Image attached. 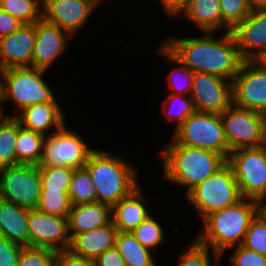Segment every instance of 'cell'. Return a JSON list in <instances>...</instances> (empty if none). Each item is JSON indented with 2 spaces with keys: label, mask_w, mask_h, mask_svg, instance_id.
Returning <instances> with one entry per match:
<instances>
[{
  "label": "cell",
  "mask_w": 266,
  "mask_h": 266,
  "mask_svg": "<svg viewBox=\"0 0 266 266\" xmlns=\"http://www.w3.org/2000/svg\"><path fill=\"white\" fill-rule=\"evenodd\" d=\"M191 38L170 37L161 42L176 58L195 73H209L230 81L239 72L244 59L231 32L215 39L214 32Z\"/></svg>",
  "instance_id": "obj_1"
},
{
  "label": "cell",
  "mask_w": 266,
  "mask_h": 266,
  "mask_svg": "<svg viewBox=\"0 0 266 266\" xmlns=\"http://www.w3.org/2000/svg\"><path fill=\"white\" fill-rule=\"evenodd\" d=\"M264 207L260 202L242 198L237 203L207 215L195 240L214 252V261L230 248L243 243L246 231L256 214Z\"/></svg>",
  "instance_id": "obj_2"
},
{
  "label": "cell",
  "mask_w": 266,
  "mask_h": 266,
  "mask_svg": "<svg viewBox=\"0 0 266 266\" xmlns=\"http://www.w3.org/2000/svg\"><path fill=\"white\" fill-rule=\"evenodd\" d=\"M163 146L159 153L163 157V179L185 186L186 194L227 163L219 153L176 144L172 139Z\"/></svg>",
  "instance_id": "obj_3"
},
{
  "label": "cell",
  "mask_w": 266,
  "mask_h": 266,
  "mask_svg": "<svg viewBox=\"0 0 266 266\" xmlns=\"http://www.w3.org/2000/svg\"><path fill=\"white\" fill-rule=\"evenodd\" d=\"M84 168L96 188L97 201L111 207L140 186L136 168L110 152L95 149Z\"/></svg>",
  "instance_id": "obj_4"
},
{
  "label": "cell",
  "mask_w": 266,
  "mask_h": 266,
  "mask_svg": "<svg viewBox=\"0 0 266 266\" xmlns=\"http://www.w3.org/2000/svg\"><path fill=\"white\" fill-rule=\"evenodd\" d=\"M47 70L34 67L7 68L3 74L4 101H13L16 105L15 112H21L24 108L40 103L57 102L49 84L43 79Z\"/></svg>",
  "instance_id": "obj_5"
},
{
  "label": "cell",
  "mask_w": 266,
  "mask_h": 266,
  "mask_svg": "<svg viewBox=\"0 0 266 266\" xmlns=\"http://www.w3.org/2000/svg\"><path fill=\"white\" fill-rule=\"evenodd\" d=\"M187 200L204 219L212 212L237 203L243 197L231 166L226 163L187 194Z\"/></svg>",
  "instance_id": "obj_6"
},
{
  "label": "cell",
  "mask_w": 266,
  "mask_h": 266,
  "mask_svg": "<svg viewBox=\"0 0 266 266\" xmlns=\"http://www.w3.org/2000/svg\"><path fill=\"white\" fill-rule=\"evenodd\" d=\"M176 144L202 148L228 159L231 150L227 144L220 114L195 111L173 132Z\"/></svg>",
  "instance_id": "obj_7"
},
{
  "label": "cell",
  "mask_w": 266,
  "mask_h": 266,
  "mask_svg": "<svg viewBox=\"0 0 266 266\" xmlns=\"http://www.w3.org/2000/svg\"><path fill=\"white\" fill-rule=\"evenodd\" d=\"M243 198L262 205L266 199V148H241L231 151L227 159Z\"/></svg>",
  "instance_id": "obj_8"
},
{
  "label": "cell",
  "mask_w": 266,
  "mask_h": 266,
  "mask_svg": "<svg viewBox=\"0 0 266 266\" xmlns=\"http://www.w3.org/2000/svg\"><path fill=\"white\" fill-rule=\"evenodd\" d=\"M220 116L231 151L264 145L266 115L232 104Z\"/></svg>",
  "instance_id": "obj_9"
},
{
  "label": "cell",
  "mask_w": 266,
  "mask_h": 266,
  "mask_svg": "<svg viewBox=\"0 0 266 266\" xmlns=\"http://www.w3.org/2000/svg\"><path fill=\"white\" fill-rule=\"evenodd\" d=\"M41 190L39 165L0 168V199L26 209H36Z\"/></svg>",
  "instance_id": "obj_10"
},
{
  "label": "cell",
  "mask_w": 266,
  "mask_h": 266,
  "mask_svg": "<svg viewBox=\"0 0 266 266\" xmlns=\"http://www.w3.org/2000/svg\"><path fill=\"white\" fill-rule=\"evenodd\" d=\"M95 149L87 146L79 134L66 128L64 124L57 132L45 136L39 166L83 168Z\"/></svg>",
  "instance_id": "obj_11"
},
{
  "label": "cell",
  "mask_w": 266,
  "mask_h": 266,
  "mask_svg": "<svg viewBox=\"0 0 266 266\" xmlns=\"http://www.w3.org/2000/svg\"><path fill=\"white\" fill-rule=\"evenodd\" d=\"M233 105L266 115V69L259 61H244L232 80Z\"/></svg>",
  "instance_id": "obj_12"
},
{
  "label": "cell",
  "mask_w": 266,
  "mask_h": 266,
  "mask_svg": "<svg viewBox=\"0 0 266 266\" xmlns=\"http://www.w3.org/2000/svg\"><path fill=\"white\" fill-rule=\"evenodd\" d=\"M27 224L31 247L48 248L55 252L70 249L67 218L28 209Z\"/></svg>",
  "instance_id": "obj_13"
},
{
  "label": "cell",
  "mask_w": 266,
  "mask_h": 266,
  "mask_svg": "<svg viewBox=\"0 0 266 266\" xmlns=\"http://www.w3.org/2000/svg\"><path fill=\"white\" fill-rule=\"evenodd\" d=\"M190 96L197 112L222 114L233 104L232 81L209 73H195Z\"/></svg>",
  "instance_id": "obj_14"
},
{
  "label": "cell",
  "mask_w": 266,
  "mask_h": 266,
  "mask_svg": "<svg viewBox=\"0 0 266 266\" xmlns=\"http://www.w3.org/2000/svg\"><path fill=\"white\" fill-rule=\"evenodd\" d=\"M72 36L43 17L35 23V43L31 56V67L48 70L68 47Z\"/></svg>",
  "instance_id": "obj_15"
},
{
  "label": "cell",
  "mask_w": 266,
  "mask_h": 266,
  "mask_svg": "<svg viewBox=\"0 0 266 266\" xmlns=\"http://www.w3.org/2000/svg\"><path fill=\"white\" fill-rule=\"evenodd\" d=\"M96 9L88 0H42V17L73 38Z\"/></svg>",
  "instance_id": "obj_16"
},
{
  "label": "cell",
  "mask_w": 266,
  "mask_h": 266,
  "mask_svg": "<svg viewBox=\"0 0 266 266\" xmlns=\"http://www.w3.org/2000/svg\"><path fill=\"white\" fill-rule=\"evenodd\" d=\"M230 32L241 57L245 61H258L266 54V9L252 10Z\"/></svg>",
  "instance_id": "obj_17"
},
{
  "label": "cell",
  "mask_w": 266,
  "mask_h": 266,
  "mask_svg": "<svg viewBox=\"0 0 266 266\" xmlns=\"http://www.w3.org/2000/svg\"><path fill=\"white\" fill-rule=\"evenodd\" d=\"M35 43V23L22 24L16 31L0 39V66L31 67Z\"/></svg>",
  "instance_id": "obj_18"
},
{
  "label": "cell",
  "mask_w": 266,
  "mask_h": 266,
  "mask_svg": "<svg viewBox=\"0 0 266 266\" xmlns=\"http://www.w3.org/2000/svg\"><path fill=\"white\" fill-rule=\"evenodd\" d=\"M64 112L58 102H46L28 106L14 117L22 127L49 136L65 124ZM53 126L54 131L50 130Z\"/></svg>",
  "instance_id": "obj_19"
},
{
  "label": "cell",
  "mask_w": 266,
  "mask_h": 266,
  "mask_svg": "<svg viewBox=\"0 0 266 266\" xmlns=\"http://www.w3.org/2000/svg\"><path fill=\"white\" fill-rule=\"evenodd\" d=\"M118 230L112 221L104 226L76 234L70 249L74 254L95 260L108 249L115 247Z\"/></svg>",
  "instance_id": "obj_20"
},
{
  "label": "cell",
  "mask_w": 266,
  "mask_h": 266,
  "mask_svg": "<svg viewBox=\"0 0 266 266\" xmlns=\"http://www.w3.org/2000/svg\"><path fill=\"white\" fill-rule=\"evenodd\" d=\"M146 200L139 186L111 207L112 223L118 232H131L151 214L144 204Z\"/></svg>",
  "instance_id": "obj_21"
},
{
  "label": "cell",
  "mask_w": 266,
  "mask_h": 266,
  "mask_svg": "<svg viewBox=\"0 0 266 266\" xmlns=\"http://www.w3.org/2000/svg\"><path fill=\"white\" fill-rule=\"evenodd\" d=\"M71 239L79 233L104 226L112 221L111 206L96 202L72 205L67 217Z\"/></svg>",
  "instance_id": "obj_22"
},
{
  "label": "cell",
  "mask_w": 266,
  "mask_h": 266,
  "mask_svg": "<svg viewBox=\"0 0 266 266\" xmlns=\"http://www.w3.org/2000/svg\"><path fill=\"white\" fill-rule=\"evenodd\" d=\"M28 209L0 199V236L23 247L30 246Z\"/></svg>",
  "instance_id": "obj_23"
},
{
  "label": "cell",
  "mask_w": 266,
  "mask_h": 266,
  "mask_svg": "<svg viewBox=\"0 0 266 266\" xmlns=\"http://www.w3.org/2000/svg\"><path fill=\"white\" fill-rule=\"evenodd\" d=\"M182 14L183 18L192 21L202 33L223 29L219 0H189L176 17Z\"/></svg>",
  "instance_id": "obj_24"
},
{
  "label": "cell",
  "mask_w": 266,
  "mask_h": 266,
  "mask_svg": "<svg viewBox=\"0 0 266 266\" xmlns=\"http://www.w3.org/2000/svg\"><path fill=\"white\" fill-rule=\"evenodd\" d=\"M115 248L126 266H156L152 250L144 247L131 232H118Z\"/></svg>",
  "instance_id": "obj_25"
},
{
  "label": "cell",
  "mask_w": 266,
  "mask_h": 266,
  "mask_svg": "<svg viewBox=\"0 0 266 266\" xmlns=\"http://www.w3.org/2000/svg\"><path fill=\"white\" fill-rule=\"evenodd\" d=\"M45 136L22 127L19 123L15 144L16 159L19 164L40 165Z\"/></svg>",
  "instance_id": "obj_26"
},
{
  "label": "cell",
  "mask_w": 266,
  "mask_h": 266,
  "mask_svg": "<svg viewBox=\"0 0 266 266\" xmlns=\"http://www.w3.org/2000/svg\"><path fill=\"white\" fill-rule=\"evenodd\" d=\"M158 55L165 56L168 61L177 65L176 68L169 72L167 76V83L169 89L173 90L171 93L176 95H190L192 91V83L195 72L184 65L178 58H176L162 43L158 46Z\"/></svg>",
  "instance_id": "obj_27"
},
{
  "label": "cell",
  "mask_w": 266,
  "mask_h": 266,
  "mask_svg": "<svg viewBox=\"0 0 266 266\" xmlns=\"http://www.w3.org/2000/svg\"><path fill=\"white\" fill-rule=\"evenodd\" d=\"M19 121L12 115L0 117V168L18 165L15 153Z\"/></svg>",
  "instance_id": "obj_28"
},
{
  "label": "cell",
  "mask_w": 266,
  "mask_h": 266,
  "mask_svg": "<svg viewBox=\"0 0 266 266\" xmlns=\"http://www.w3.org/2000/svg\"><path fill=\"white\" fill-rule=\"evenodd\" d=\"M68 195L72 205L97 201L96 188L84 167L74 169Z\"/></svg>",
  "instance_id": "obj_29"
},
{
  "label": "cell",
  "mask_w": 266,
  "mask_h": 266,
  "mask_svg": "<svg viewBox=\"0 0 266 266\" xmlns=\"http://www.w3.org/2000/svg\"><path fill=\"white\" fill-rule=\"evenodd\" d=\"M0 9L22 24H33L42 18V0H0Z\"/></svg>",
  "instance_id": "obj_30"
},
{
  "label": "cell",
  "mask_w": 266,
  "mask_h": 266,
  "mask_svg": "<svg viewBox=\"0 0 266 266\" xmlns=\"http://www.w3.org/2000/svg\"><path fill=\"white\" fill-rule=\"evenodd\" d=\"M247 249L266 256V208L263 207L252 219L243 243Z\"/></svg>",
  "instance_id": "obj_31"
},
{
  "label": "cell",
  "mask_w": 266,
  "mask_h": 266,
  "mask_svg": "<svg viewBox=\"0 0 266 266\" xmlns=\"http://www.w3.org/2000/svg\"><path fill=\"white\" fill-rule=\"evenodd\" d=\"M71 206L68 191L41 190L36 209L50 215L67 218Z\"/></svg>",
  "instance_id": "obj_32"
},
{
  "label": "cell",
  "mask_w": 266,
  "mask_h": 266,
  "mask_svg": "<svg viewBox=\"0 0 266 266\" xmlns=\"http://www.w3.org/2000/svg\"><path fill=\"white\" fill-rule=\"evenodd\" d=\"M166 98L162 109L168 121L176 120L175 129L196 111L191 96L169 93Z\"/></svg>",
  "instance_id": "obj_33"
},
{
  "label": "cell",
  "mask_w": 266,
  "mask_h": 266,
  "mask_svg": "<svg viewBox=\"0 0 266 266\" xmlns=\"http://www.w3.org/2000/svg\"><path fill=\"white\" fill-rule=\"evenodd\" d=\"M42 190L68 191L74 169L57 166H39Z\"/></svg>",
  "instance_id": "obj_34"
},
{
  "label": "cell",
  "mask_w": 266,
  "mask_h": 266,
  "mask_svg": "<svg viewBox=\"0 0 266 266\" xmlns=\"http://www.w3.org/2000/svg\"><path fill=\"white\" fill-rule=\"evenodd\" d=\"M133 236L146 248L156 250L164 242V232L158 220L151 214L131 231Z\"/></svg>",
  "instance_id": "obj_35"
},
{
  "label": "cell",
  "mask_w": 266,
  "mask_h": 266,
  "mask_svg": "<svg viewBox=\"0 0 266 266\" xmlns=\"http://www.w3.org/2000/svg\"><path fill=\"white\" fill-rule=\"evenodd\" d=\"M219 2L225 32H230L235 25L242 22L252 11L247 0H219Z\"/></svg>",
  "instance_id": "obj_36"
},
{
  "label": "cell",
  "mask_w": 266,
  "mask_h": 266,
  "mask_svg": "<svg viewBox=\"0 0 266 266\" xmlns=\"http://www.w3.org/2000/svg\"><path fill=\"white\" fill-rule=\"evenodd\" d=\"M57 252L40 247H22L17 266H55Z\"/></svg>",
  "instance_id": "obj_37"
},
{
  "label": "cell",
  "mask_w": 266,
  "mask_h": 266,
  "mask_svg": "<svg viewBox=\"0 0 266 266\" xmlns=\"http://www.w3.org/2000/svg\"><path fill=\"white\" fill-rule=\"evenodd\" d=\"M209 248L193 241L190 248L179 257L178 266H209L210 258Z\"/></svg>",
  "instance_id": "obj_38"
},
{
  "label": "cell",
  "mask_w": 266,
  "mask_h": 266,
  "mask_svg": "<svg viewBox=\"0 0 266 266\" xmlns=\"http://www.w3.org/2000/svg\"><path fill=\"white\" fill-rule=\"evenodd\" d=\"M235 248V252L232 253L230 258L231 266H266V256L242 245H238Z\"/></svg>",
  "instance_id": "obj_39"
},
{
  "label": "cell",
  "mask_w": 266,
  "mask_h": 266,
  "mask_svg": "<svg viewBox=\"0 0 266 266\" xmlns=\"http://www.w3.org/2000/svg\"><path fill=\"white\" fill-rule=\"evenodd\" d=\"M22 247L0 236V266H17Z\"/></svg>",
  "instance_id": "obj_40"
},
{
  "label": "cell",
  "mask_w": 266,
  "mask_h": 266,
  "mask_svg": "<svg viewBox=\"0 0 266 266\" xmlns=\"http://www.w3.org/2000/svg\"><path fill=\"white\" fill-rule=\"evenodd\" d=\"M55 266H94V261L76 255L68 249L57 252Z\"/></svg>",
  "instance_id": "obj_41"
},
{
  "label": "cell",
  "mask_w": 266,
  "mask_h": 266,
  "mask_svg": "<svg viewBox=\"0 0 266 266\" xmlns=\"http://www.w3.org/2000/svg\"><path fill=\"white\" fill-rule=\"evenodd\" d=\"M94 266H126L125 261L113 247L106 250L94 260Z\"/></svg>",
  "instance_id": "obj_42"
},
{
  "label": "cell",
  "mask_w": 266,
  "mask_h": 266,
  "mask_svg": "<svg viewBox=\"0 0 266 266\" xmlns=\"http://www.w3.org/2000/svg\"><path fill=\"white\" fill-rule=\"evenodd\" d=\"M21 25L19 20L0 9V39L16 31Z\"/></svg>",
  "instance_id": "obj_43"
},
{
  "label": "cell",
  "mask_w": 266,
  "mask_h": 266,
  "mask_svg": "<svg viewBox=\"0 0 266 266\" xmlns=\"http://www.w3.org/2000/svg\"><path fill=\"white\" fill-rule=\"evenodd\" d=\"M189 0H158L163 6L165 13L170 18L175 16L181 11V9L188 3Z\"/></svg>",
  "instance_id": "obj_44"
},
{
  "label": "cell",
  "mask_w": 266,
  "mask_h": 266,
  "mask_svg": "<svg viewBox=\"0 0 266 266\" xmlns=\"http://www.w3.org/2000/svg\"><path fill=\"white\" fill-rule=\"evenodd\" d=\"M251 10L266 9V0H247Z\"/></svg>",
  "instance_id": "obj_45"
},
{
  "label": "cell",
  "mask_w": 266,
  "mask_h": 266,
  "mask_svg": "<svg viewBox=\"0 0 266 266\" xmlns=\"http://www.w3.org/2000/svg\"><path fill=\"white\" fill-rule=\"evenodd\" d=\"M262 66L266 69V54H264L259 60H258Z\"/></svg>",
  "instance_id": "obj_46"
},
{
  "label": "cell",
  "mask_w": 266,
  "mask_h": 266,
  "mask_svg": "<svg viewBox=\"0 0 266 266\" xmlns=\"http://www.w3.org/2000/svg\"><path fill=\"white\" fill-rule=\"evenodd\" d=\"M90 1L96 8L101 5L100 3L103 1V0H88ZM105 1V0H104Z\"/></svg>",
  "instance_id": "obj_47"
},
{
  "label": "cell",
  "mask_w": 266,
  "mask_h": 266,
  "mask_svg": "<svg viewBox=\"0 0 266 266\" xmlns=\"http://www.w3.org/2000/svg\"><path fill=\"white\" fill-rule=\"evenodd\" d=\"M209 266H223V265H219V264H217V263H216V264H212V265H211V263H210V265H209Z\"/></svg>",
  "instance_id": "obj_48"
}]
</instances>
